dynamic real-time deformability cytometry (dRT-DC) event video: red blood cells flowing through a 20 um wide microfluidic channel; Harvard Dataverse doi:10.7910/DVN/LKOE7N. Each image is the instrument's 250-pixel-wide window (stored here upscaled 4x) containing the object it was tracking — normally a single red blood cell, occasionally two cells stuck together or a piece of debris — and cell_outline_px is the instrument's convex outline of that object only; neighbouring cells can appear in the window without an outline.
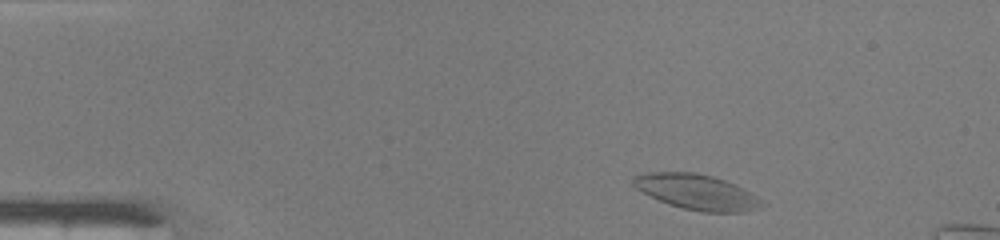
{"species": "common noctule bat (a hibernating species)", "species_latin": "Nyctalus noctula", "temperature_condition": "warm", "stored_images_in_passage": 10, "camera_frame_rate_fps": 3000, "um_per_image_px": 0.085, "animal": {"sex": "male", "body_mass_g": 19.0, "forearm_length_mm": 50.8}, "frame": {"image": 1, "passage_image": 2, "time_ms": 0.333, "image_size_px": [1000, 240], "cell_outline_px": [[764, 204], [744, 212], [704, 212], [684, 208], [660, 200], [636, 188], [632, 184], [632, 180], [636, 176], [648, 172], [696, 172], [712, 176], [724, 180], [748, 192], [760, 200]], "centroid_in_image_um": [59.18, 16.3], "position_along_channel_um": 25.8, "area_um2": 25.55}}